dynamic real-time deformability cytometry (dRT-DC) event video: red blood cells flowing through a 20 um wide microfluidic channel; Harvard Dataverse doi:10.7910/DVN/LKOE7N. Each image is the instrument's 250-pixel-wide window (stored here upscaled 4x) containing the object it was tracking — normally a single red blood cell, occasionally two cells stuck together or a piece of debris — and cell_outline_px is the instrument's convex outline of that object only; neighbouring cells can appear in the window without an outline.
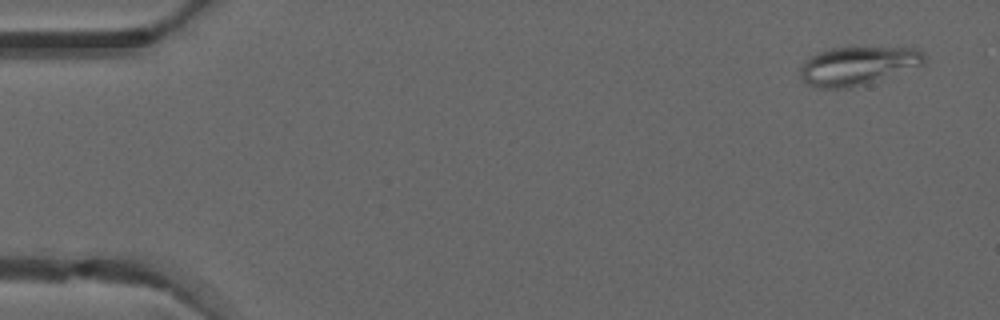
{"species": "common noctule bat (a hibernating species)", "species_latin": "Nyctalus noctula", "temperature_condition": "warm", "stored_images_in_passage": 5, "camera_frame_rate_fps": 3000, "um_per_image_px": 0.085, "animal": {"sex": "male", "forearm_length_mm": 52.5}, "frame": {"image": 1, "passage_image": 1, "time_ms": 0.0, "image_size_px": [1000, 320], "cell_outline_px": [[924, 64], [864, 84], [848, 88], [816, 88], [808, 84], [800, 76], [800, 68], [804, 60], [828, 48], [916, 48], [924, 52]], "centroid_in_image_um": [72.86, 5.59], "position_along_channel_um": 12.1, "area_um2": 27.34}}